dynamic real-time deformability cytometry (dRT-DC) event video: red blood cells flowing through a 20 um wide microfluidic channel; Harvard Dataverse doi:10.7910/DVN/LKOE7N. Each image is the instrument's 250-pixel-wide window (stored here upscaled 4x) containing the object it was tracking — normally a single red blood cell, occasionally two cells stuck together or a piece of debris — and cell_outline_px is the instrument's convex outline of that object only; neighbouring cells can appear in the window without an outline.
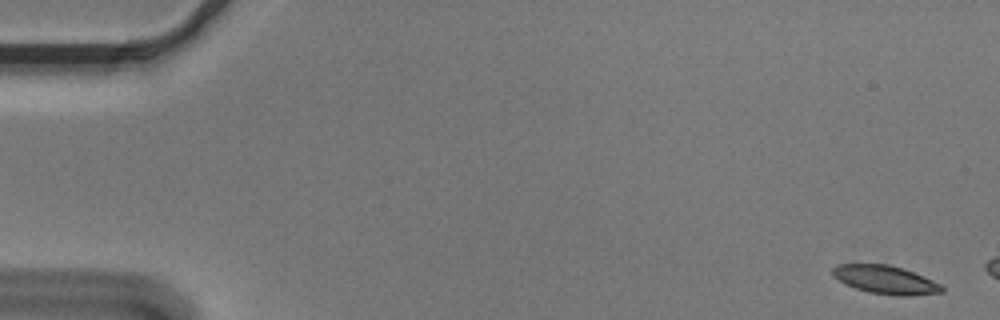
{"species": "Egyptian fruit bat (a non-hibernating species)", "species_latin": "Rousettus aegyptiacus", "temperature_condition": "cold", "stored_images_in_passage": 3, "camera_frame_rate_fps": 3000, "um_per_image_px": 0.085, "animal": {"sex": "male"}, "frame": {"image": 1, "passage_image": 1, "time_ms": 0.0, "image_size_px": [1000, 320], "cell_outline_px": [[944, 292], [908, 296], [900, 296], [868, 292], [856, 288], [832, 276], [832, 268], [836, 264], [888, 264], [912, 272], [940, 284], [944, 288]], "centroid_in_image_um": [75.24, 23.78], "position_along_channel_um": 9.8, "area_um2": 17.74}}